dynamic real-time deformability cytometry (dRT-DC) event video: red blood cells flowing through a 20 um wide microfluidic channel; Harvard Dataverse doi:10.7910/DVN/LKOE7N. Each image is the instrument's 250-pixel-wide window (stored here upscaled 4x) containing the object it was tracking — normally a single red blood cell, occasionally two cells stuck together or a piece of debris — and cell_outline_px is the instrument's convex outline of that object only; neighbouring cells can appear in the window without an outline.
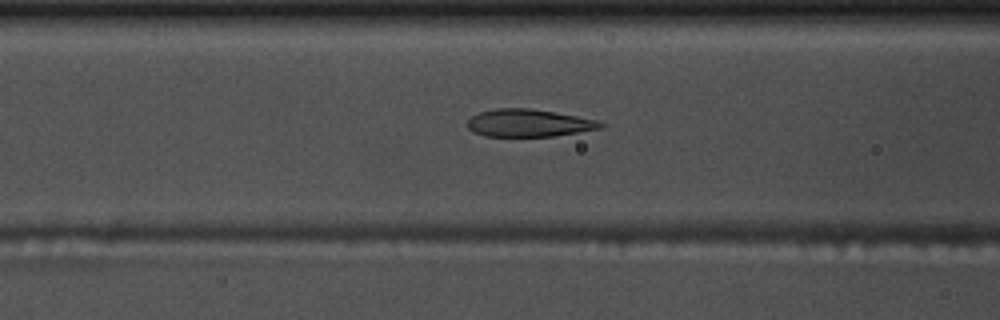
{"species": "common noctule bat (a hibernating species)", "species_latin": "Nyctalus noctula", "temperature_condition": "warm", "stored_images_in_passage": 39, "camera_frame_rate_fps": 3000, "um_per_image_px": 0.085, "animal": {"sex": "male", "body_mass_g": 17.5, "forearm_length_mm": 52.3}, "frame": {"image": 1, "passage_image": 6, "time_ms": 1.667, "image_size_px": [1000, 320], "cell_outline_px": [[608, 124], [600, 128], [552, 136], [484, 136], [468, 128], [468, 120], [472, 116], [480, 112], [496, 108], [528, 108], [556, 112], [596, 120]], "centroid_in_image_um": [44.94, 10.45], "position_along_channel_um": 121.7, "area_um2": 21.1}}
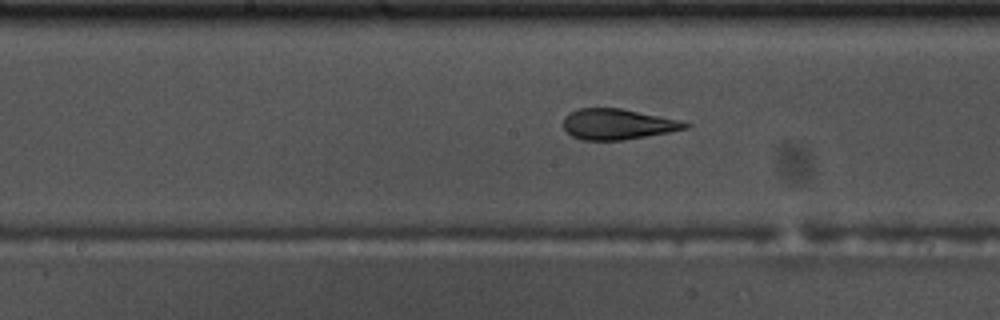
{"frame": {"image": 2, "passage_image": 12, "time_ms": 3.667, "image_size_px": [1000, 320], "cell_outline_px": [[692, 124], [688, 128], [668, 132], [624, 140], [580, 140], [572, 136], [564, 128], [564, 116], [580, 108], [620, 108], [680, 120]], "centroid_in_image_um": [52.5, 10.56], "position_along_channel_um": 195.7, "area_um2": 21.62}}
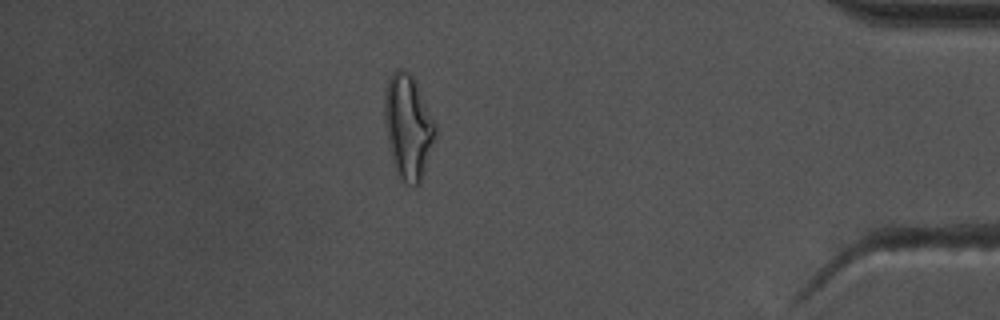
{"frame": {"image": 3, "passage_image": 32, "time_ms": 10.333, "image_size_px": [1000, 320], "cell_outline_px": [[436, 132], [424, 172], [420, 184], [412, 188], [404, 184], [396, 176], [388, 144], [384, 120], [384, 92], [388, 80], [392, 72], [396, 68], [404, 68], [412, 76], [436, 124]], "centroid_in_image_um": [34.65, 10.83], "position_along_channel_um": 400.5, "area_um2": 31.15}, "authors_computed_cell_mechanics": {"area_um2": 22.3108, "velocity_mm_per_s": 3.7184, "shape_relaxation_time_tau1_ms": 6.8101, "shape_relaxation_time_tau2_ms": 1.1129, "deformation_change_tau1": 0.2388, "deformation_change_tau2": 0.0992}}